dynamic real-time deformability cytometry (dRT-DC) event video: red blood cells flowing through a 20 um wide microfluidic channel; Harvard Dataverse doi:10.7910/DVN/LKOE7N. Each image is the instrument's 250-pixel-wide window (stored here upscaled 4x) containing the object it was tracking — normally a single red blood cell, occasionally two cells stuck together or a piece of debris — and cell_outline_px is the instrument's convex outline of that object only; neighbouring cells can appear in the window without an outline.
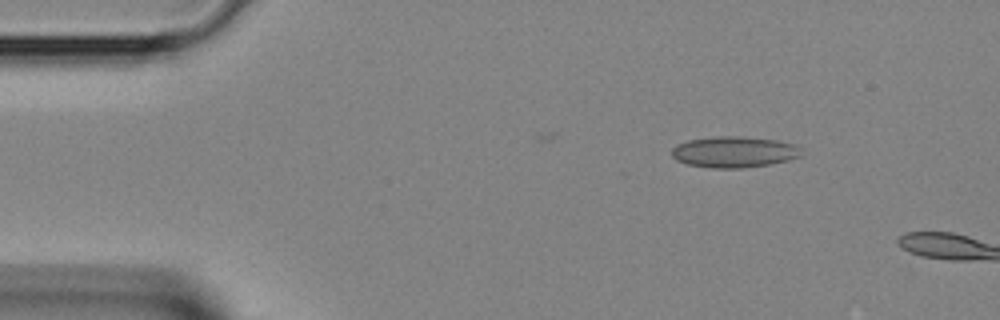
{"species": "Egyptian fruit bat (a non-hibernating species)", "species_latin": "Rousettus aegyptiacus", "temperature_condition": "room temperature", "stored_images_in_passage": 3, "camera_frame_rate_fps": 3000, "um_per_image_px": 0.085, "animal": {"sex": "female"}, "frame": {"image": 1, "passage_image": 2, "time_ms": 0.333, "image_size_px": [1000, 320], "cell_outline_px": [[800, 156], [788, 160], [768, 164], [744, 168], [708, 168], [688, 164], [676, 160], [672, 156], [672, 148], [676, 144], [688, 140], [716, 136], [740, 136], [776, 140], [796, 144], [800, 148]], "centroid_in_image_um": [62.37, 12.91], "position_along_channel_um": 22.6, "area_um2": 23.52}}